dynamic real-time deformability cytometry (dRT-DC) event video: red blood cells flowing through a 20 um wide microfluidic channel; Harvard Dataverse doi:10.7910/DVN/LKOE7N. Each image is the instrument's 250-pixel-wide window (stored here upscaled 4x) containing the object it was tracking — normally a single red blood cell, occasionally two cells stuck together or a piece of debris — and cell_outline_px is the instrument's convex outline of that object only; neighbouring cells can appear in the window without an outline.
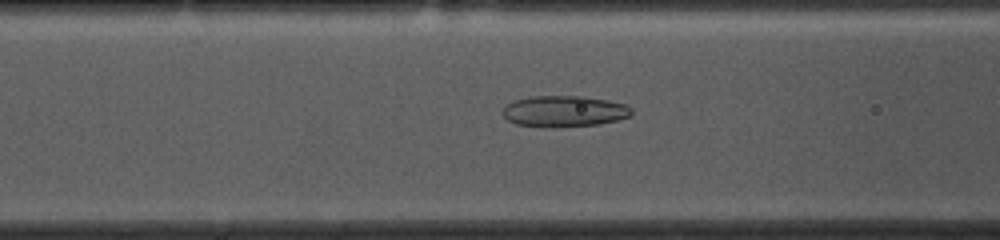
{"species": "common noctule bat (a hibernating species)", "species_latin": "Nyctalus noctula", "temperature_condition": "cold", "stored_images_in_passage": 39, "camera_frame_rate_fps": 3000, "um_per_image_px": 0.085, "animal": {"sex": "female", "body_mass_g": 10.0, "forearm_length_mm": 53.1}, "frame": {"image": 1, "passage_image": 5, "time_ms": 1.333, "image_size_px": [1000, 240], "cell_outline_px": [[632, 116], [616, 120], [596, 124], [516, 124], [508, 120], [504, 116], [504, 108], [512, 100], [532, 96], [584, 96], [608, 100], [624, 104], [632, 108]], "centroid_in_image_um": [48.01, 9.39], "position_along_channel_um": 118.6, "area_um2": 22.25}}
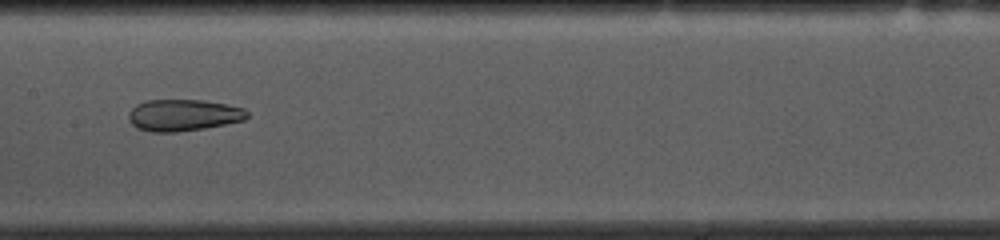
{"frame": {"image": 2, "passage_image": 11, "time_ms": 3.333, "image_size_px": [1000, 240], "cell_outline_px": [[248, 116], [244, 120], [204, 128], [176, 132], [152, 132], [136, 128], [128, 120], [128, 112], [136, 104], [148, 100], [204, 100], [244, 108], [248, 112]], "centroid_in_image_um": [15.55, 9.79], "position_along_channel_um": 191.9, "area_um2": 21.85}}
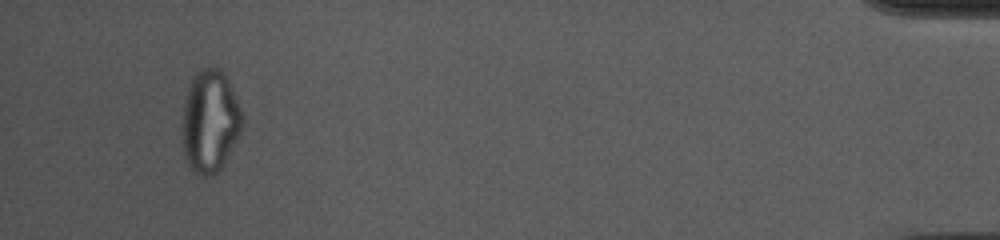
{"frame": {"image": 3, "passage_image": 36, "time_ms": 11.667, "image_size_px": [1000, 240], "cell_outline_px": [[244, 124], [240, 132], [220, 168], [216, 172], [208, 176], [200, 176], [188, 164], [184, 152], [184, 100], [188, 88], [196, 72], [204, 68], [220, 68], [228, 80], [236, 96], [244, 116]], "centroid_in_image_um": [17.88, 10.28], "position_along_channel_um": 417.3, "area_um2": 35.08}}